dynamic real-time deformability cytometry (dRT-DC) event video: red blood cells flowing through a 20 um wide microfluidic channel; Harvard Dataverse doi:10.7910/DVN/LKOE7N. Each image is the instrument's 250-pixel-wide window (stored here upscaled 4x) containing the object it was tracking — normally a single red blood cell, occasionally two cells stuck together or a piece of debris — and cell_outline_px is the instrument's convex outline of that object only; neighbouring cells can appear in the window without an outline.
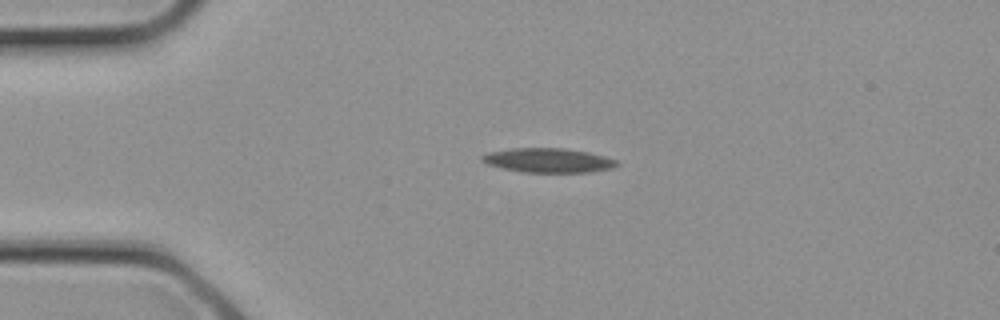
{"species": "common noctule bat (a hibernating species)", "species_latin": "Nyctalus noctula", "temperature_condition": "cold", "stored_images_in_passage": 6, "camera_frame_rate_fps": 3000, "um_per_image_px": 0.085, "animal": {"sex": "female", "body_mass_g": 21.9}, "frame": {"image": 1, "passage_image": 4, "time_ms": 1.0, "image_size_px": [1000, 320], "cell_outline_px": [[620, 164], [612, 168], [592, 172], [524, 172], [504, 168], [488, 164], [480, 160], [480, 156], [488, 152], [512, 148], [564, 148], [588, 152], [604, 156], [616, 160]], "centroid_in_image_um": [46.61, 13.62], "position_along_channel_um": 38.4, "area_um2": 19.07}}